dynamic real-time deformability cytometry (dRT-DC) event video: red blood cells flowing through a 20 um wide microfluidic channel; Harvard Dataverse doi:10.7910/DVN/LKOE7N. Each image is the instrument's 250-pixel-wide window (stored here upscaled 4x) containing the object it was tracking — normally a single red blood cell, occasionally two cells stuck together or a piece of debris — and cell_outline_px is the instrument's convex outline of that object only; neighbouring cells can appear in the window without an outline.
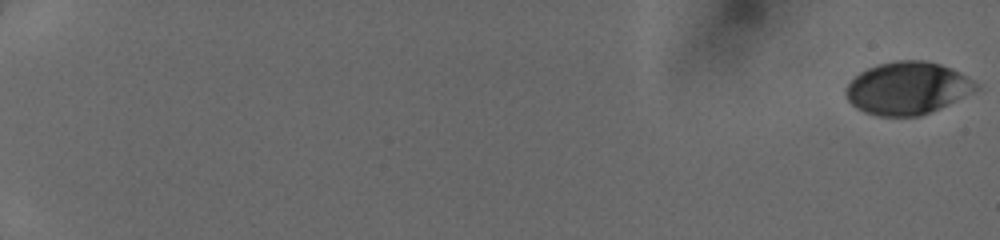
{"species": "human", "species_latin": "Homo sapiens", "temperature_condition": "cold", "stored_images_in_passage": 52, "camera_frame_rate_fps": 3000, "um_per_image_px": 0.085, "donor": {"sex": "female"}, "frame": {"image": 1, "passage_image": 1, "time_ms": 0.0, "image_size_px": [1000, 240], "cell_outline_px": [[980, 88], [956, 100], [920, 116], [880, 116], [864, 112], [856, 108], [848, 100], [844, 92], [844, 88], [860, 72], [868, 68], [880, 64], [896, 60], [924, 60], [940, 64], [952, 68], [972, 80]], "centroid_in_image_um": [77.1, 7.49], "position_along_channel_um": 7.9, "area_um2": 39.48}}
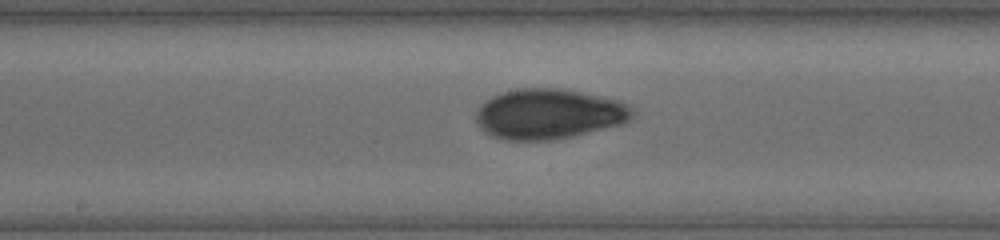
{"frame": {"image": 2, "passage_image": 31, "time_ms": 10.0, "image_size_px": [1000, 240], "cell_outline_px": [[636, 112], [624, 124], [572, 136], [548, 140], [504, 140], [492, 136], [480, 128], [476, 120], [476, 112], [492, 96], [500, 92], [520, 88], [560, 88], [620, 100], [628, 104]], "centroid_in_image_um": [46.68, 9.68], "position_along_channel_um": 201.5, "area_um2": 45.72}}
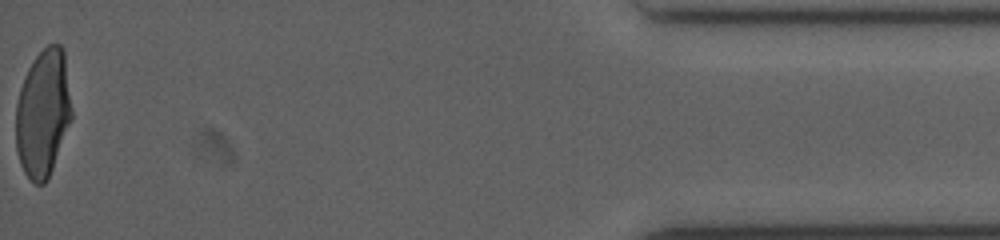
{"frame": {"image": 3, "passage_image": 52, "time_ms": 17.0, "image_size_px": [1000, 240], "cell_outline_px": [[72, 120], [48, 180], [44, 184], [36, 184], [24, 172], [20, 164], [16, 152], [16, 104], [20, 88], [28, 68], [36, 56], [48, 44], [60, 44], [64, 52], [72, 108]], "centroid_in_image_um": [3.66, 9.65], "position_along_channel_um": 431.5, "area_um2": 41.73}}